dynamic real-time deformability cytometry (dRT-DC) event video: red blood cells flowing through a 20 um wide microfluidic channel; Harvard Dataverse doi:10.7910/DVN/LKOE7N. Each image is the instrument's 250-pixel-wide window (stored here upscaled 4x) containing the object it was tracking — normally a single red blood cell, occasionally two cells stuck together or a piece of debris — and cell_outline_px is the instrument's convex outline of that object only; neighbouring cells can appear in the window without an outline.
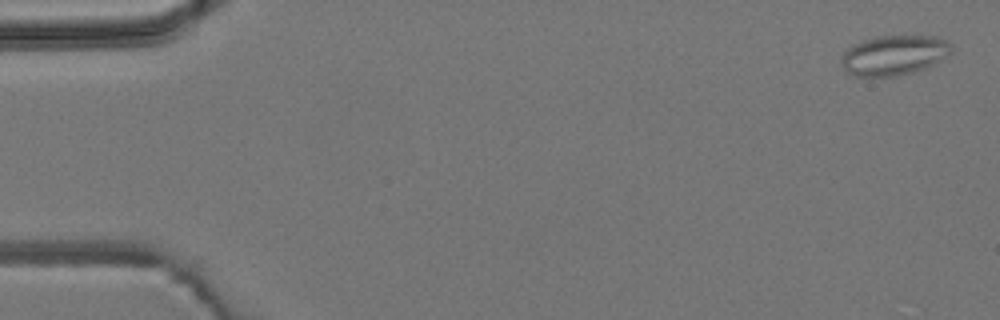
{"species": "common noctule bat (a hibernating species)", "species_latin": "Nyctalus noctula", "temperature_condition": "room temperature", "stored_images_in_passage": 6, "camera_frame_rate_fps": 3000, "um_per_image_px": 0.085, "animal": {"sex": "male", "body_mass_g": 19.2, "forearm_length_mm": 51.8}, "frame": {"image": 1, "passage_image": 1, "time_ms": 0.0, "image_size_px": [1000, 320], "cell_outline_px": [[952, 52], [932, 64], [924, 68], [912, 72], [896, 76], [856, 76], [848, 72], [840, 64], [840, 60], [844, 52], [848, 48], [864, 40], [876, 36], [936, 36], [952, 44]], "centroid_in_image_um": [75.98, 4.69], "position_along_channel_um": 9.0, "area_um2": 25.32}}